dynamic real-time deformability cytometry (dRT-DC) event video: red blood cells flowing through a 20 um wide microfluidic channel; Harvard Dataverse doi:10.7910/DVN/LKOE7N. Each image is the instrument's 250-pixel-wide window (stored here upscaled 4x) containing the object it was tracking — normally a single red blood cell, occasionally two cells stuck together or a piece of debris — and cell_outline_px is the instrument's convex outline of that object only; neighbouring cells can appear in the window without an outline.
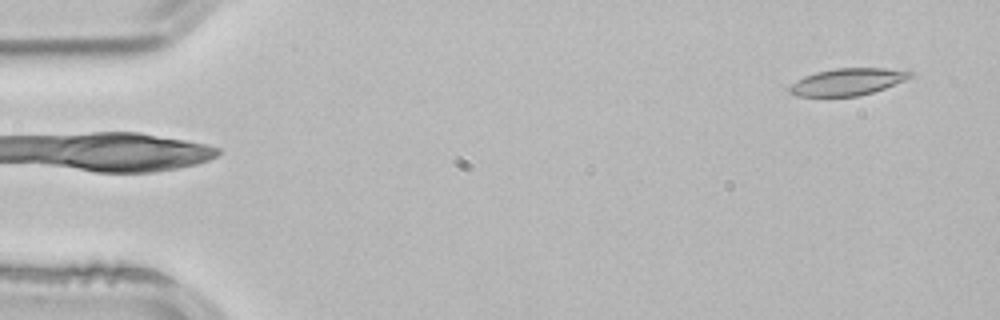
{"species": "common noctule bat (a hibernating species)", "species_latin": "Nyctalus noctula", "temperature_condition": "room temperature", "stored_images_in_passage": 3, "camera_frame_rate_fps": 3000, "um_per_image_px": 0.085, "animal": {"sex": "male", "body_mass_g": 21.5, "forearm_length_mm": 52.0}, "frame": {"image": 1, "passage_image": 1, "time_ms": 0.0, "image_size_px": [1000, 320], "cell_outline_px": [[912, 76], [904, 80], [884, 88], [872, 92], [856, 96], [796, 96], [788, 92], [788, 88], [792, 84], [804, 76], [816, 72], [836, 68], [884, 68], [912, 72]], "centroid_in_image_um": [71.99, 6.95], "position_along_channel_um": 13.0, "area_um2": 18.67}}